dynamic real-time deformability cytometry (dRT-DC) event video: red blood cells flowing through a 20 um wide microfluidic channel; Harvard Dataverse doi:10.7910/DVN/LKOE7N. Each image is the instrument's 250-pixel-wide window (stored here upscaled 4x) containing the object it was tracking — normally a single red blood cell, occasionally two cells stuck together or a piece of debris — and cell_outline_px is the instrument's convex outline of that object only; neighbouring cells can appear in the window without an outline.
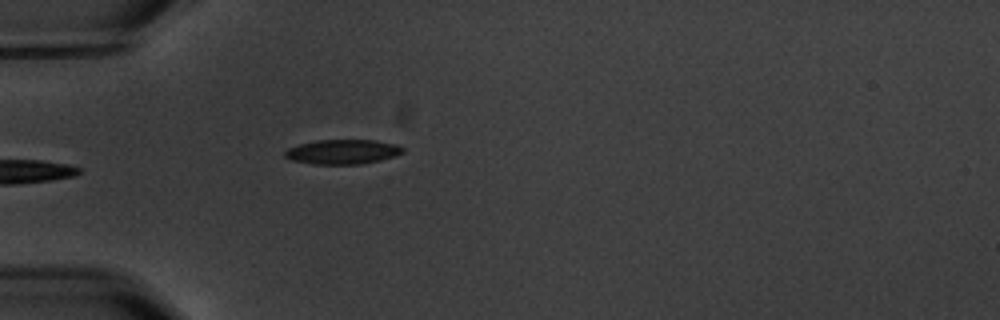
{"species": "common noctule bat (a hibernating species)", "species_latin": "Nyctalus noctula", "temperature_condition": "warm", "stored_images_in_passage": 6, "camera_frame_rate_fps": 3000, "um_per_image_px": 0.085, "animal": {"sex": "male", "body_mass_g": 20.1, "forearm_length_mm": 53.5}, "frame": {"image": 1, "passage_image": 6, "time_ms": 5.667, "image_size_px": [1000, 320], "cell_outline_px": [[404, 152], [396, 156], [380, 160], [360, 164], [312, 164], [292, 160], [284, 156], [284, 152], [288, 148], [300, 144], [316, 140], [376, 140], [396, 144], [404, 148]], "centroid_in_image_um": [29.14, 12.9], "position_along_channel_um": 55.9, "area_um2": 16.94}}